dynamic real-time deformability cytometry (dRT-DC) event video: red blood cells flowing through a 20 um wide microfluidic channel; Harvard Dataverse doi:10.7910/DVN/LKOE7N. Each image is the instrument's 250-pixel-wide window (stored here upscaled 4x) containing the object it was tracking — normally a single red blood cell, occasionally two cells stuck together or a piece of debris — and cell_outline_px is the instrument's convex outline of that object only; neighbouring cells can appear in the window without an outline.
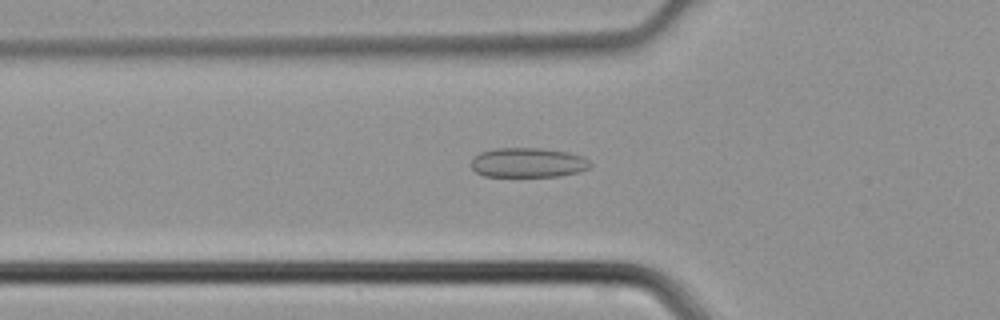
{"species": "common noctule bat (a hibernating species)", "species_latin": "Nyctalus noctula", "temperature_condition": "cold", "stored_images_in_passage": 38, "camera_frame_rate_fps": 3000, "um_per_image_px": 0.085, "animal": {"sex": "male", "body_mass_g": 21.5, "forearm_length_mm": 52.0}, "frame": {"image": 1, "passage_image": 9, "time_ms": 2.667, "image_size_px": [1000, 320], "cell_outline_px": [[592, 164], [588, 168], [580, 172], [560, 176], [484, 176], [476, 172], [472, 168], [472, 160], [480, 152], [496, 148], [540, 148], [568, 152], [584, 156]], "centroid_in_image_um": [44.91, 13.82], "position_along_channel_um": 80.9, "area_um2": 20.58}}
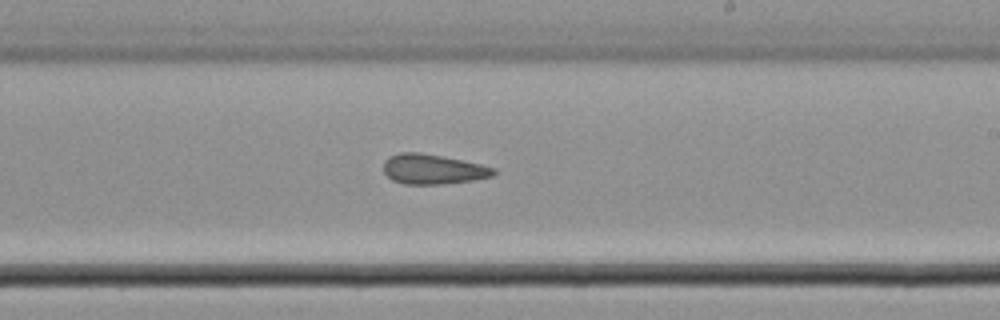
{"frame": {"image": 2, "passage_image": 20, "time_ms": 6.333, "image_size_px": [1000, 320], "cell_outline_px": [[496, 172], [492, 176], [472, 180], [444, 184], [404, 184], [392, 180], [384, 172], [384, 160], [388, 156], [400, 152], [420, 152], [480, 164], [496, 168]], "centroid_in_image_um": [36.77, 14.38], "position_along_channel_um": 252.2, "area_um2": 19.13}}
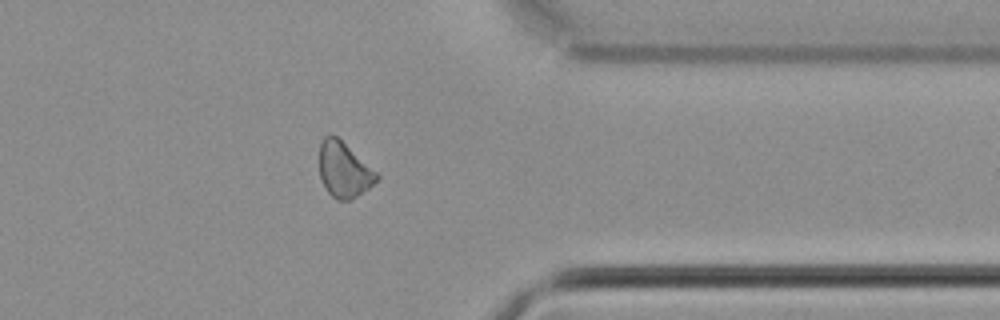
{"frame": {"image": 3, "passage_image": 29, "time_ms": 9.333, "image_size_px": [1000, 320], "cell_outline_px": [[380, 176], [368, 188], [356, 196], [348, 200], [336, 200], [328, 192], [320, 176], [320, 144], [324, 136], [336, 136], [376, 172]], "centroid_in_image_um": [29.21, 14.45], "position_along_channel_um": 382.2, "area_um2": 17.8}}